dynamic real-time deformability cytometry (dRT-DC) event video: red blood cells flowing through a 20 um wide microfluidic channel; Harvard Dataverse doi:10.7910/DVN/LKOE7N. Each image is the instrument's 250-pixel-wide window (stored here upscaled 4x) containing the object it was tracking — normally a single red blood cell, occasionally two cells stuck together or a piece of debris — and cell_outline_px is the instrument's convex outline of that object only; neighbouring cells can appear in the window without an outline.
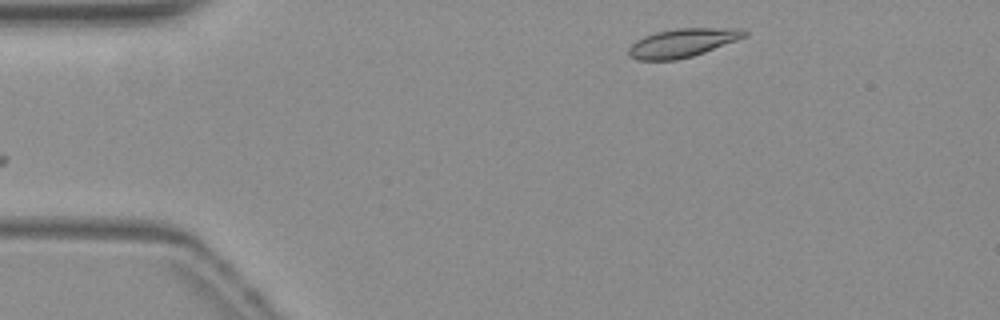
{"species": "common noctule bat (a hibernating species)", "species_latin": "Nyctalus noctula", "temperature_condition": "warm", "stored_images_in_passage": 36, "camera_frame_rate_fps": 3000, "um_per_image_px": 0.085, "animal": {"sex": "female", "body_mass_g": 19.3, "forearm_length_mm": 54.1}, "frame": {"image": 1, "passage_image": 1, "time_ms": 0.0, "image_size_px": [1000, 320], "cell_outline_px": [[748, 32], [744, 36], [736, 40], [704, 52], [692, 56], [676, 60], [636, 60], [628, 56], [628, 48], [636, 40], [644, 36], [656, 32], [676, 28], [744, 28]], "centroid_in_image_um": [57.97, 3.64], "position_along_channel_um": 27.0, "area_um2": 19.25}}
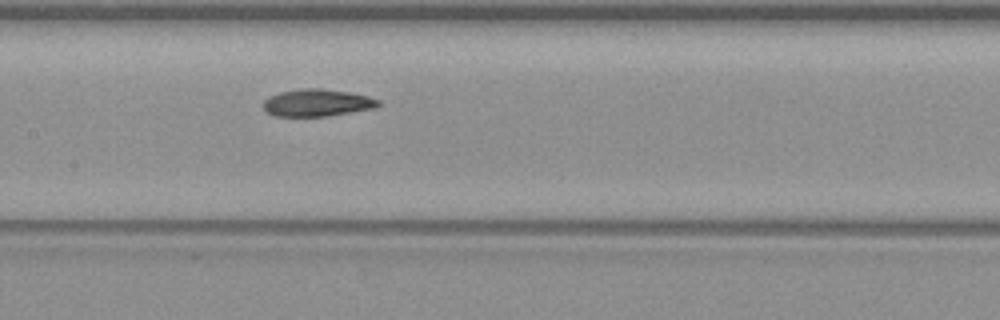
{"frame": {"image": 2, "passage_image": 18, "time_ms": 5.667, "image_size_px": [1000, 320], "cell_outline_px": [[380, 104], [376, 108], [328, 116], [272, 116], [264, 108], [264, 100], [268, 96], [280, 92], [300, 88], [320, 88], [348, 92], [368, 96], [380, 100]], "centroid_in_image_um": [26.96, 8.73], "position_along_channel_um": 180.4, "area_um2": 18.32}}
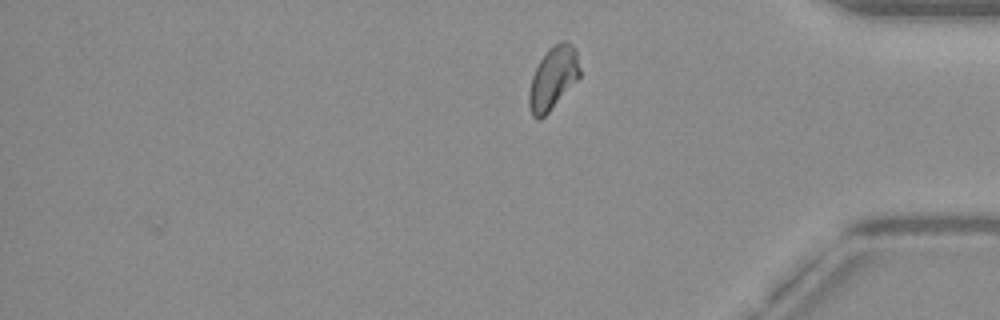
{"frame": {"image": 3, "passage_image": 36, "time_ms": 11.667, "image_size_px": [1000, 320], "cell_outline_px": [[580, 76], [548, 112], [540, 120], [536, 120], [532, 116], [528, 104], [528, 92], [532, 76], [540, 60], [548, 48], [560, 40], [564, 40], [572, 44], [576, 48], [580, 68]], "centroid_in_image_um": [47.0, 6.61], "position_along_channel_um": 388.2, "area_um2": 18.61}, "authors_computed_cell_mechanics": {"area_um2": 18.3226, "velocity_mm_per_s": 3.8118, "shape_relaxation_time_tau1_ms": 5.1265, "shape_relaxation_time_tau2_ms": 3.0943, "deformation_change_tau1": 0.1482, "deformation_change_tau2": 0.0697}}